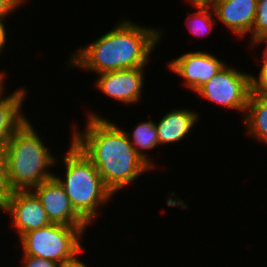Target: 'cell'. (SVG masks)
Instances as JSON below:
<instances>
[{
  "label": "cell",
  "instance_id": "6da1fadb",
  "mask_svg": "<svg viewBox=\"0 0 267 267\" xmlns=\"http://www.w3.org/2000/svg\"><path fill=\"white\" fill-rule=\"evenodd\" d=\"M87 117L83 132L76 126L71 141L94 164L113 195L153 170L135 151L125 130L94 112Z\"/></svg>",
  "mask_w": 267,
  "mask_h": 267
},
{
  "label": "cell",
  "instance_id": "7a4b0ae2",
  "mask_svg": "<svg viewBox=\"0 0 267 267\" xmlns=\"http://www.w3.org/2000/svg\"><path fill=\"white\" fill-rule=\"evenodd\" d=\"M162 30L140 26L128 19H121L111 31L104 33L91 44L80 47L73 54L70 67L95 72L96 75L145 67L150 53L160 43Z\"/></svg>",
  "mask_w": 267,
  "mask_h": 267
},
{
  "label": "cell",
  "instance_id": "3957f363",
  "mask_svg": "<svg viewBox=\"0 0 267 267\" xmlns=\"http://www.w3.org/2000/svg\"><path fill=\"white\" fill-rule=\"evenodd\" d=\"M2 153L13 191L32 190L55 175L47 168L55 166L58 159L42 142L28 119L12 135Z\"/></svg>",
  "mask_w": 267,
  "mask_h": 267
},
{
  "label": "cell",
  "instance_id": "277c9868",
  "mask_svg": "<svg viewBox=\"0 0 267 267\" xmlns=\"http://www.w3.org/2000/svg\"><path fill=\"white\" fill-rule=\"evenodd\" d=\"M70 144L63 156L65 176L54 177L62 185L75 212L89 225L99 215L100 207L110 201L113 193L104 184L94 164L72 141Z\"/></svg>",
  "mask_w": 267,
  "mask_h": 267
},
{
  "label": "cell",
  "instance_id": "5b68a950",
  "mask_svg": "<svg viewBox=\"0 0 267 267\" xmlns=\"http://www.w3.org/2000/svg\"><path fill=\"white\" fill-rule=\"evenodd\" d=\"M85 232L86 227L50 223L20 237L23 255L45 258L60 264L85 250L80 240Z\"/></svg>",
  "mask_w": 267,
  "mask_h": 267
},
{
  "label": "cell",
  "instance_id": "8992f818",
  "mask_svg": "<svg viewBox=\"0 0 267 267\" xmlns=\"http://www.w3.org/2000/svg\"><path fill=\"white\" fill-rule=\"evenodd\" d=\"M251 75L225 65L196 93L221 107L240 111L244 116L251 95Z\"/></svg>",
  "mask_w": 267,
  "mask_h": 267
},
{
  "label": "cell",
  "instance_id": "52a82bcc",
  "mask_svg": "<svg viewBox=\"0 0 267 267\" xmlns=\"http://www.w3.org/2000/svg\"><path fill=\"white\" fill-rule=\"evenodd\" d=\"M171 60L167 62L169 71L180 76L184 85L193 92H196L226 65V62L215 55L202 51L183 53Z\"/></svg>",
  "mask_w": 267,
  "mask_h": 267
},
{
  "label": "cell",
  "instance_id": "ba28073f",
  "mask_svg": "<svg viewBox=\"0 0 267 267\" xmlns=\"http://www.w3.org/2000/svg\"><path fill=\"white\" fill-rule=\"evenodd\" d=\"M13 220L12 225L17 230L18 237L29 231L49 225L45 209L32 190L13 191L6 206L1 210Z\"/></svg>",
  "mask_w": 267,
  "mask_h": 267
},
{
  "label": "cell",
  "instance_id": "9c48e42d",
  "mask_svg": "<svg viewBox=\"0 0 267 267\" xmlns=\"http://www.w3.org/2000/svg\"><path fill=\"white\" fill-rule=\"evenodd\" d=\"M145 67L121 69L98 74L97 90L124 105L136 104L141 98Z\"/></svg>",
  "mask_w": 267,
  "mask_h": 267
},
{
  "label": "cell",
  "instance_id": "30bf717a",
  "mask_svg": "<svg viewBox=\"0 0 267 267\" xmlns=\"http://www.w3.org/2000/svg\"><path fill=\"white\" fill-rule=\"evenodd\" d=\"M32 191L41 201L51 223L73 227H89L75 212L69 197L55 177L35 186Z\"/></svg>",
  "mask_w": 267,
  "mask_h": 267
},
{
  "label": "cell",
  "instance_id": "8fae6325",
  "mask_svg": "<svg viewBox=\"0 0 267 267\" xmlns=\"http://www.w3.org/2000/svg\"><path fill=\"white\" fill-rule=\"evenodd\" d=\"M257 2L258 0H217L211 7L217 21L228 27L236 38H243L251 33Z\"/></svg>",
  "mask_w": 267,
  "mask_h": 267
},
{
  "label": "cell",
  "instance_id": "7c38bea8",
  "mask_svg": "<svg viewBox=\"0 0 267 267\" xmlns=\"http://www.w3.org/2000/svg\"><path fill=\"white\" fill-rule=\"evenodd\" d=\"M4 84L0 87V152H3L12 135L27 120L22 112V103L25 102L26 88H17L11 95L4 96Z\"/></svg>",
  "mask_w": 267,
  "mask_h": 267
},
{
  "label": "cell",
  "instance_id": "4fadbf2b",
  "mask_svg": "<svg viewBox=\"0 0 267 267\" xmlns=\"http://www.w3.org/2000/svg\"><path fill=\"white\" fill-rule=\"evenodd\" d=\"M200 115L189 109H174L164 115L155 126L158 133L159 146L184 140L196 125Z\"/></svg>",
  "mask_w": 267,
  "mask_h": 267
},
{
  "label": "cell",
  "instance_id": "5bb4252c",
  "mask_svg": "<svg viewBox=\"0 0 267 267\" xmlns=\"http://www.w3.org/2000/svg\"><path fill=\"white\" fill-rule=\"evenodd\" d=\"M242 120L247 135L267 146V98L250 95L246 113Z\"/></svg>",
  "mask_w": 267,
  "mask_h": 267
},
{
  "label": "cell",
  "instance_id": "9a60e30c",
  "mask_svg": "<svg viewBox=\"0 0 267 267\" xmlns=\"http://www.w3.org/2000/svg\"><path fill=\"white\" fill-rule=\"evenodd\" d=\"M126 134L135 151L154 169L155 164L151 162L152 160L148 158L144 150L147 151L159 146L155 122L152 119L150 121H142L135 126L132 133L126 132Z\"/></svg>",
  "mask_w": 267,
  "mask_h": 267
},
{
  "label": "cell",
  "instance_id": "2e32d148",
  "mask_svg": "<svg viewBox=\"0 0 267 267\" xmlns=\"http://www.w3.org/2000/svg\"><path fill=\"white\" fill-rule=\"evenodd\" d=\"M197 11L192 12L187 17L186 25L190 30V34L196 36L208 35L213 25L216 23L212 13H214L211 5H192Z\"/></svg>",
  "mask_w": 267,
  "mask_h": 267
},
{
  "label": "cell",
  "instance_id": "e0dca14e",
  "mask_svg": "<svg viewBox=\"0 0 267 267\" xmlns=\"http://www.w3.org/2000/svg\"><path fill=\"white\" fill-rule=\"evenodd\" d=\"M250 41L267 37V0H258L255 22L251 30Z\"/></svg>",
  "mask_w": 267,
  "mask_h": 267
},
{
  "label": "cell",
  "instance_id": "ac0fdd59",
  "mask_svg": "<svg viewBox=\"0 0 267 267\" xmlns=\"http://www.w3.org/2000/svg\"><path fill=\"white\" fill-rule=\"evenodd\" d=\"M12 193L13 190L8 182L6 162L3 153L0 152V211L6 206Z\"/></svg>",
  "mask_w": 267,
  "mask_h": 267
},
{
  "label": "cell",
  "instance_id": "d6986e66",
  "mask_svg": "<svg viewBox=\"0 0 267 267\" xmlns=\"http://www.w3.org/2000/svg\"><path fill=\"white\" fill-rule=\"evenodd\" d=\"M251 94L267 98V67H261L258 78L251 75Z\"/></svg>",
  "mask_w": 267,
  "mask_h": 267
},
{
  "label": "cell",
  "instance_id": "ffe728a7",
  "mask_svg": "<svg viewBox=\"0 0 267 267\" xmlns=\"http://www.w3.org/2000/svg\"><path fill=\"white\" fill-rule=\"evenodd\" d=\"M23 267H59V263L36 256L23 255Z\"/></svg>",
  "mask_w": 267,
  "mask_h": 267
},
{
  "label": "cell",
  "instance_id": "44dd1931",
  "mask_svg": "<svg viewBox=\"0 0 267 267\" xmlns=\"http://www.w3.org/2000/svg\"><path fill=\"white\" fill-rule=\"evenodd\" d=\"M25 1L26 0H0V20H5L6 16L14 12L21 4H25Z\"/></svg>",
  "mask_w": 267,
  "mask_h": 267
},
{
  "label": "cell",
  "instance_id": "7402d4cb",
  "mask_svg": "<svg viewBox=\"0 0 267 267\" xmlns=\"http://www.w3.org/2000/svg\"><path fill=\"white\" fill-rule=\"evenodd\" d=\"M83 250L78 253L74 258L64 261L59 264V267H89L83 261H80V254H82Z\"/></svg>",
  "mask_w": 267,
  "mask_h": 267
},
{
  "label": "cell",
  "instance_id": "603a6c76",
  "mask_svg": "<svg viewBox=\"0 0 267 267\" xmlns=\"http://www.w3.org/2000/svg\"><path fill=\"white\" fill-rule=\"evenodd\" d=\"M6 23L4 20H0V54L2 53V51H4L3 49L6 47L7 44V28H6Z\"/></svg>",
  "mask_w": 267,
  "mask_h": 267
},
{
  "label": "cell",
  "instance_id": "cb8c5ba5",
  "mask_svg": "<svg viewBox=\"0 0 267 267\" xmlns=\"http://www.w3.org/2000/svg\"><path fill=\"white\" fill-rule=\"evenodd\" d=\"M261 42H263V43L265 42V44H267V37H262V38H258L256 40H254L251 42V45L257 47L258 45L262 44ZM263 49H264V53H263L260 61L263 63L262 67H267V46H265V48H263Z\"/></svg>",
  "mask_w": 267,
  "mask_h": 267
},
{
  "label": "cell",
  "instance_id": "d4e9b609",
  "mask_svg": "<svg viewBox=\"0 0 267 267\" xmlns=\"http://www.w3.org/2000/svg\"><path fill=\"white\" fill-rule=\"evenodd\" d=\"M216 1L217 0H189V3H191V5H212Z\"/></svg>",
  "mask_w": 267,
  "mask_h": 267
},
{
  "label": "cell",
  "instance_id": "484cf974",
  "mask_svg": "<svg viewBox=\"0 0 267 267\" xmlns=\"http://www.w3.org/2000/svg\"><path fill=\"white\" fill-rule=\"evenodd\" d=\"M6 78V76L4 74H0V87L5 83L4 79Z\"/></svg>",
  "mask_w": 267,
  "mask_h": 267
}]
</instances>
